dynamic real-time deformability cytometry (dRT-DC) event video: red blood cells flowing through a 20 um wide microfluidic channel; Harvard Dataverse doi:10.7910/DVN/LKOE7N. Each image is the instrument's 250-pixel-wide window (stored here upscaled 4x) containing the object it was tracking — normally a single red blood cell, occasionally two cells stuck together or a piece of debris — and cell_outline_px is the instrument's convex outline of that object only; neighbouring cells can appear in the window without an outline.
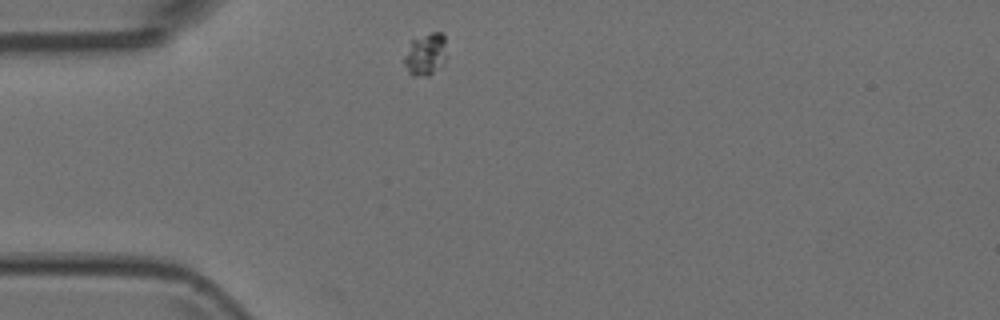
{"species": "Egyptian fruit bat (a non-hibernating species)", "species_latin": "Rousettus aegyptiacus", "temperature_condition": "room temperature", "stored_images_in_passage": 5, "segment_of_instrument_passage": [2, 2], "camera_frame_rate_fps": 3000, "um_per_image_px": 0.085, "animal": {"sex": "female"}, "frame": {"image": 1, "passage_image": 5, "time_ms": 1.333, "image_size_px": [1000, 320], "cell_outline_px": [[448, 56], [440, 68], [428, 76], [416, 76], [408, 72], [404, 64], [404, 56], [412, 40], [432, 32], [440, 32], [444, 36]], "centroid_in_image_um": [36.21, 4.63], "position_along_channel_um": 48.8, "area_um2": 10.52}}